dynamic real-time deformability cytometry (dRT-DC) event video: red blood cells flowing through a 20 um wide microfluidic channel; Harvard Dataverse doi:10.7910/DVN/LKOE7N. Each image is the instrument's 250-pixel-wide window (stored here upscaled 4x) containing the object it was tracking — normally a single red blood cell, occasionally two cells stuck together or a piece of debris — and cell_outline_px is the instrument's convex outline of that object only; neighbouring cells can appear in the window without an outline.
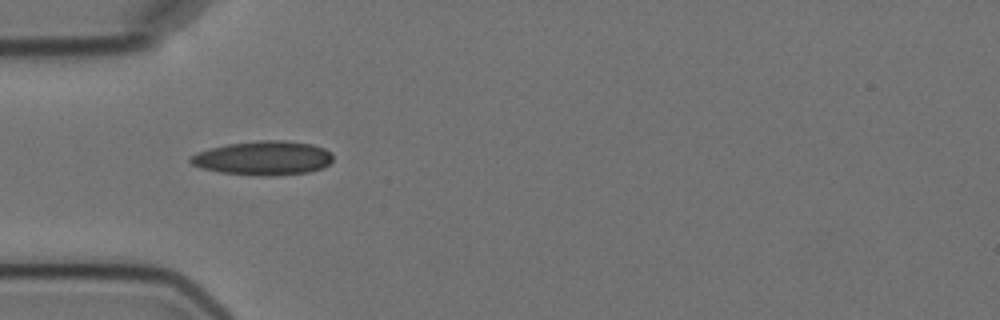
{"species": "Egyptian fruit bat (a non-hibernating species)", "species_latin": "Rousettus aegyptiacus", "temperature_condition": "cold", "stored_images_in_passage": 4, "camera_frame_rate_fps": 3000, "um_per_image_px": 0.085, "animal": {"sex": "female"}, "frame": {"image": 1, "passage_image": 3, "time_ms": 2.333, "image_size_px": [1000, 320], "cell_outline_px": [[332, 160], [328, 164], [320, 168], [308, 172], [272, 176], [260, 176], [220, 172], [200, 168], [192, 164], [188, 160], [188, 156], [196, 152], [228, 144], [256, 140], [284, 140], [312, 144], [324, 148], [332, 152]], "centroid_in_image_um": [22.35, 13.43], "position_along_channel_um": 62.7, "area_um2": 28.44}}
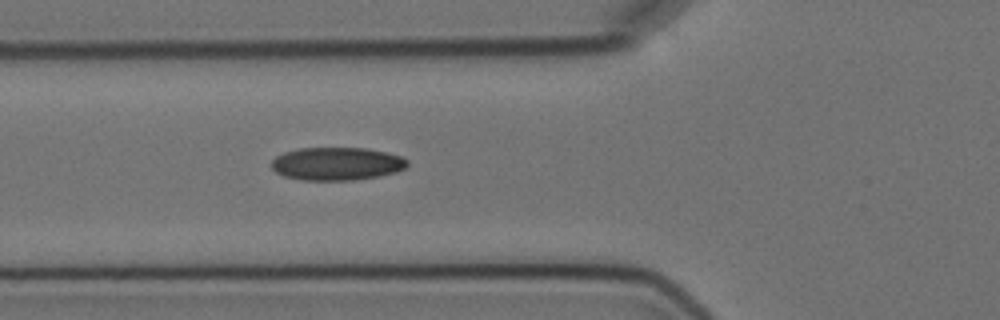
{"frame": {"image": 2, "passage_image": 4, "time_ms": 3.333, "image_size_px": [1000, 320], "cell_outline_px": [[408, 168], [396, 172], [380, 176], [352, 180], [300, 180], [284, 176], [276, 172], [272, 168], [272, 160], [276, 156], [284, 152], [300, 148], [368, 148], [388, 152], [400, 156], [408, 160]], "centroid_in_image_um": [28.66, 13.92], "position_along_channel_um": 97.1, "area_um2": 26.36}}